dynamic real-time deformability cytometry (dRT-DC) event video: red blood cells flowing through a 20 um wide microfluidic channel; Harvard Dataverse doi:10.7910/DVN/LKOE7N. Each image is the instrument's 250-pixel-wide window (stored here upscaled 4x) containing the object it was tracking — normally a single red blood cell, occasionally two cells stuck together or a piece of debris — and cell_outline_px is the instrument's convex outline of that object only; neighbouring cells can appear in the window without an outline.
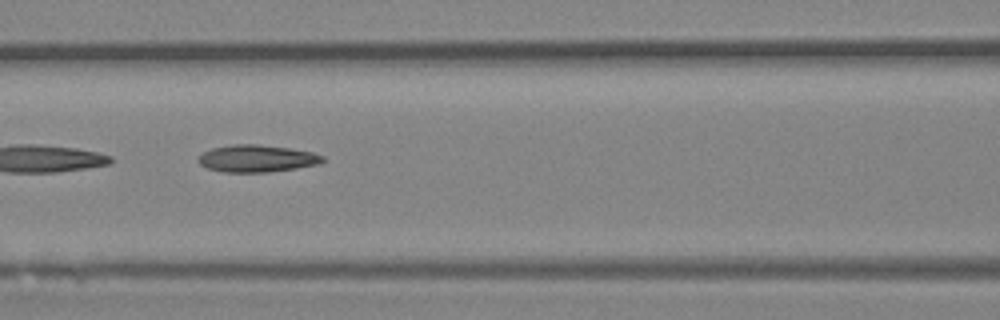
{"species": "Egyptian fruit bat (a non-hibernating species)", "species_latin": "Rousettus aegyptiacus", "temperature_condition": "room temperature", "stored_images_in_passage": 46, "camera_frame_rate_fps": 3000, "um_per_image_px": 0.085, "animal": {"sex": "female"}, "frame": {"image": 1, "passage_image": 20, "time_ms": 6.333, "image_size_px": [1000, 320], "cell_outline_px": [[324, 160], [320, 164], [296, 168], [268, 172], [224, 172], [208, 168], [200, 164], [196, 160], [204, 152], [212, 148], [232, 144], [256, 144], [292, 148], [312, 152], [324, 156]], "centroid_in_image_um": [21.85, 13.47], "position_along_channel_um": 144.8, "area_um2": 19.71}}
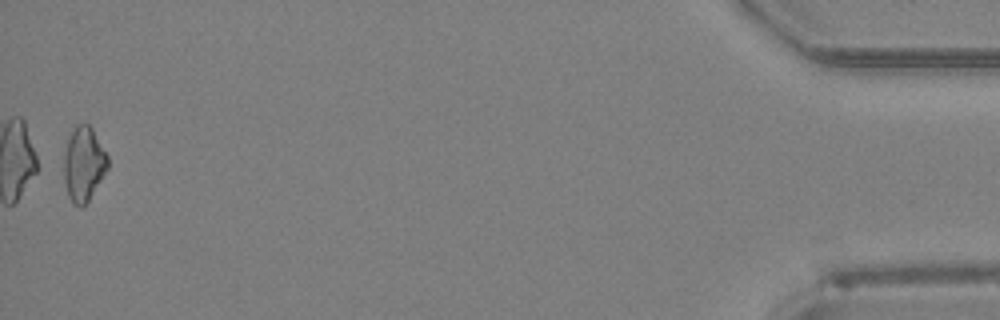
{"frame": {"image": 2, "passage_image": 46, "time_ms": 15.0, "image_size_px": [1000, 320], "cell_outline_px": [[108, 168], [88, 200], [80, 208], [72, 204], [68, 196], [64, 180], [64, 152], [68, 140], [76, 124], [84, 120], [92, 128], [108, 156]], "centroid_in_image_um": [7.1, 13.92], "position_along_channel_um": 428.1, "area_um2": 19.02}, "authors_computed_cell_mechanics": {"area_um2": 19.1607, "velocity_mm_per_s": 4.3342, "shape_relaxation_time_tau1_ms": null, "shape_relaxation_time_tau2_ms": 8.4978, "deformation_change_tau1": null, "deformation_change_tau2": 0.232}}